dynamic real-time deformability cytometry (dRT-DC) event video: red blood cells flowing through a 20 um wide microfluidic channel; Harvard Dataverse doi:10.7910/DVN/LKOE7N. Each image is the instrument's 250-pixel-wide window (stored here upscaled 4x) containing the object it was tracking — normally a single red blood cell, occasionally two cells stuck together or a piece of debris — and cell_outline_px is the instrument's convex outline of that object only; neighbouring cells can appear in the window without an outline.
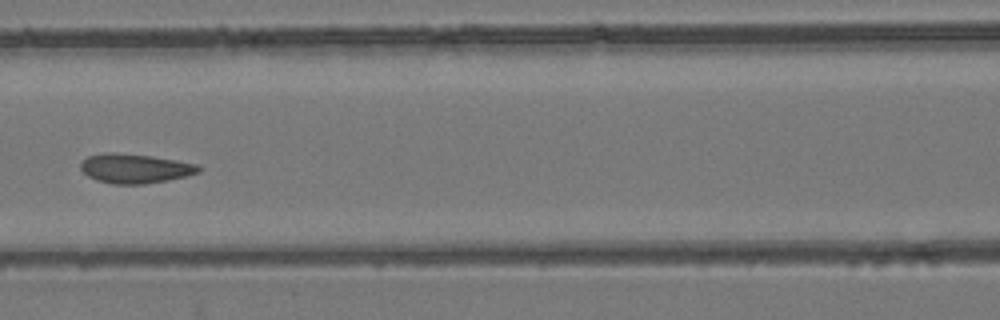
{"species": "common noctule bat (a hibernating species)", "species_latin": "Nyctalus noctula", "temperature_condition": "room temperature", "stored_images_in_passage": 10, "camera_frame_rate_fps": 3000, "um_per_image_px": 0.085, "animal": {"sex": "female", "body_mass_g": 24.6, "forearm_length_mm": 56.2}, "frame": {"image": 1, "passage_image": 7, "time_ms": 2.0, "image_size_px": [1000, 320], "cell_outline_px": [[204, 168], [200, 172], [188, 176], [168, 180], [144, 184], [112, 184], [96, 180], [88, 176], [80, 168], [80, 164], [88, 156], [104, 152], [116, 152], [152, 156], [176, 160], [196, 164]], "centroid_in_image_um": [11.5, 14.32], "position_along_channel_um": 155.1, "area_um2": 20.4}}
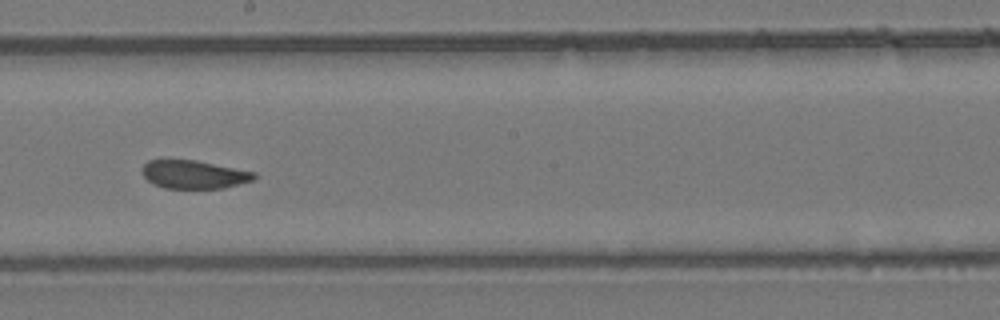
{"frame": {"image": 2, "passage_image": 9, "time_ms": 2.667, "image_size_px": [1000, 320], "cell_outline_px": [[256, 176], [252, 180], [224, 188], [164, 188], [152, 184], [140, 172], [140, 168], [148, 160], [196, 160], [256, 172]], "centroid_in_image_um": [16.44, 14.82], "position_along_channel_um": 231.8, "area_um2": 18.5}}
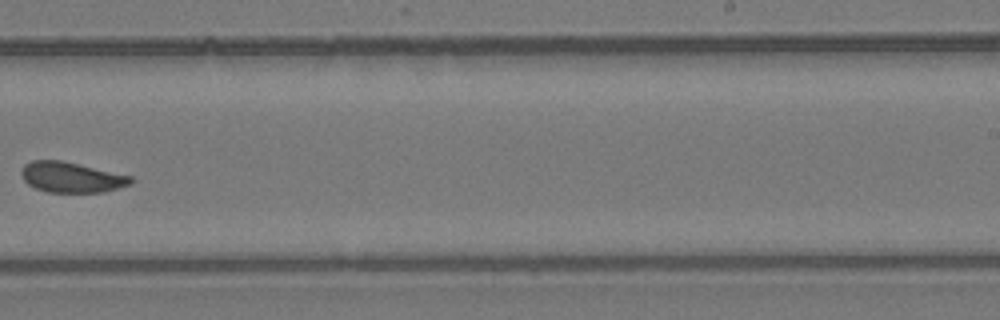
{"frame": {"image": 3, "passage_image": 10, "time_ms": 3.0, "image_size_px": [1000, 320], "cell_outline_px": [[136, 180], [132, 184], [104, 192], [48, 192], [36, 188], [28, 184], [24, 180], [20, 172], [24, 164], [32, 160], [60, 160], [132, 176]], "centroid_in_image_um": [6.09, 15.07], "position_along_channel_um": 282.9, "area_um2": 19.42}}